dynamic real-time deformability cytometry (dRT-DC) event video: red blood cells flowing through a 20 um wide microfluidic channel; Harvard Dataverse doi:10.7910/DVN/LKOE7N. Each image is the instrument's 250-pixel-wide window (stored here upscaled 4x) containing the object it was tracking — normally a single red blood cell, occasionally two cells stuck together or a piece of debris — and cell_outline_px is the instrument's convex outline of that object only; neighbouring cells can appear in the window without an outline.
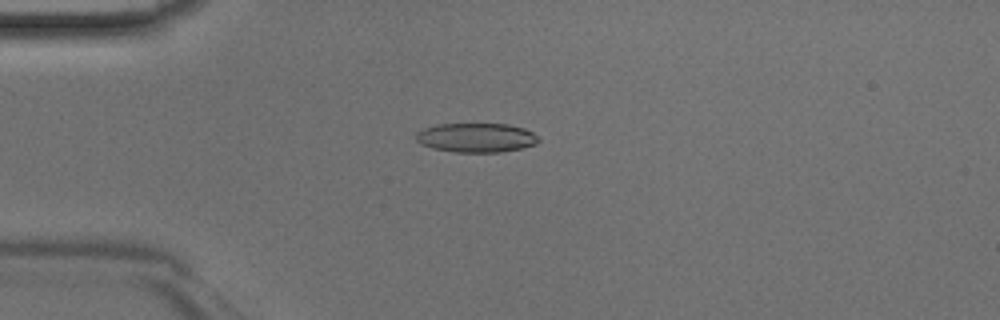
{"species": "Egyptian fruit bat (a non-hibernating species)", "species_latin": "Rousettus aegyptiacus", "temperature_condition": "room temperature", "stored_images_in_passage": 40, "camera_frame_rate_fps": 3000, "um_per_image_px": 0.085, "animal": {"sex": "male"}, "frame": {"image": 1, "passage_image": 6, "time_ms": 1.667, "image_size_px": [1000, 320], "cell_outline_px": [[540, 140], [536, 144], [520, 148], [500, 152], [452, 152], [432, 148], [420, 144], [416, 140], [416, 132], [424, 128], [436, 124], [508, 124], [524, 128], [532, 132]], "centroid_in_image_um": [40.45, 11.7], "position_along_channel_um": 44.6, "area_um2": 20.92}}
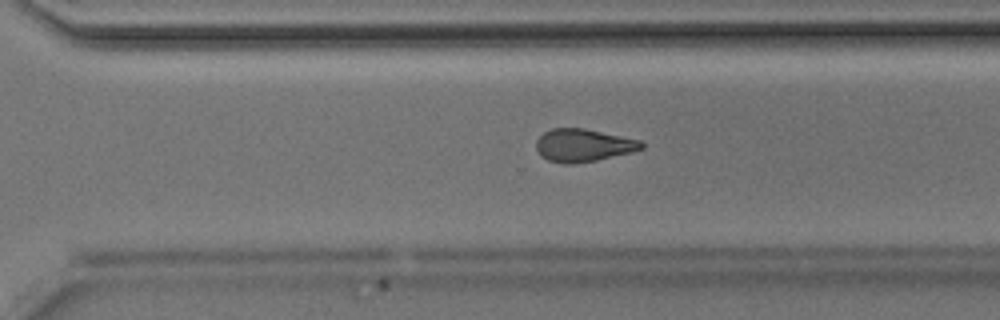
{"frame": {"image": 2, "passage_image": 26, "time_ms": 8.333, "image_size_px": [1000, 320], "cell_outline_px": [[644, 148], [632, 152], [596, 160], [572, 164], [564, 164], [548, 160], [540, 156], [536, 148], [536, 140], [544, 132], [552, 128], [584, 128], [640, 140], [644, 144]], "centroid_in_image_um": [49.56, 12.35], "position_along_channel_um": 321.0, "area_um2": 20.11}}
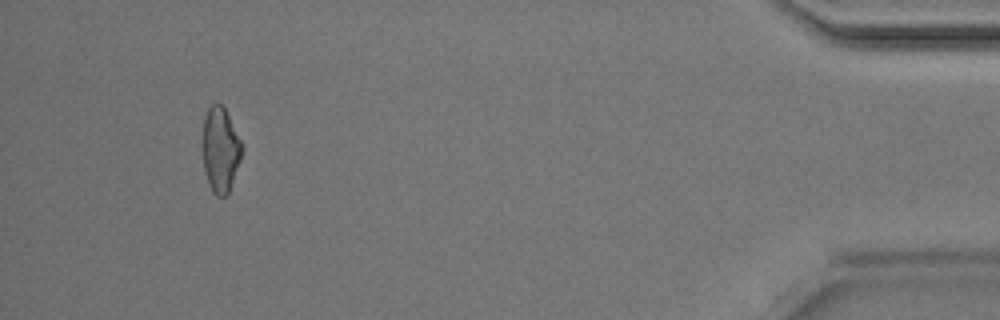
{"frame": {"image": 3, "passage_image": 37, "time_ms": 12.0, "image_size_px": [1000, 320], "cell_outline_px": [[244, 148], [240, 160], [228, 192], [224, 196], [216, 196], [212, 192], [208, 184], [204, 172], [204, 116], [208, 108], [212, 104], [220, 104], [224, 108], [244, 144]], "centroid_in_image_um": [18.76, 12.73], "position_along_channel_um": 416.4, "area_um2": 19.25}}